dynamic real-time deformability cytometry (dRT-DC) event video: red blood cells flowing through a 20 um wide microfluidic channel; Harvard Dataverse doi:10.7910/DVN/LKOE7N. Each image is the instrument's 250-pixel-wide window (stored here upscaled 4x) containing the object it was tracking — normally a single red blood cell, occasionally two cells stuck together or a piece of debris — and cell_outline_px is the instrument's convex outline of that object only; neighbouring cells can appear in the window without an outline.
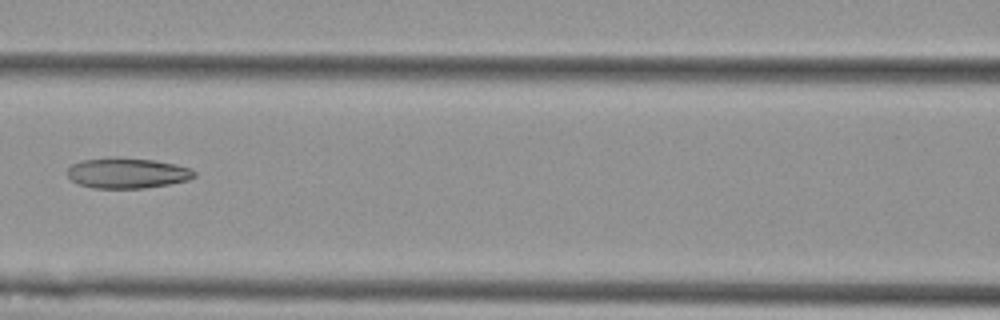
{"species": "Egyptian fruit bat (a non-hibernating species)", "species_latin": "Rousettus aegyptiacus", "temperature_condition": "cold", "stored_images_in_passage": 3, "camera_frame_rate_fps": 3000, "um_per_image_px": 0.085, "animal": {"sex": "female"}, "frame": {"image": 1, "passage_image": 3, "time_ms": 0.667, "image_size_px": [1000, 320], "cell_outline_px": [[196, 176], [188, 180], [168, 184], [144, 188], [92, 188], [76, 184], [68, 176], [68, 168], [72, 164], [80, 160], [108, 156], [116, 156], [152, 160], [176, 164], [188, 168], [196, 172]], "centroid_in_image_um": [10.77, 14.69], "position_along_channel_um": 155.8, "area_um2": 22.83}}